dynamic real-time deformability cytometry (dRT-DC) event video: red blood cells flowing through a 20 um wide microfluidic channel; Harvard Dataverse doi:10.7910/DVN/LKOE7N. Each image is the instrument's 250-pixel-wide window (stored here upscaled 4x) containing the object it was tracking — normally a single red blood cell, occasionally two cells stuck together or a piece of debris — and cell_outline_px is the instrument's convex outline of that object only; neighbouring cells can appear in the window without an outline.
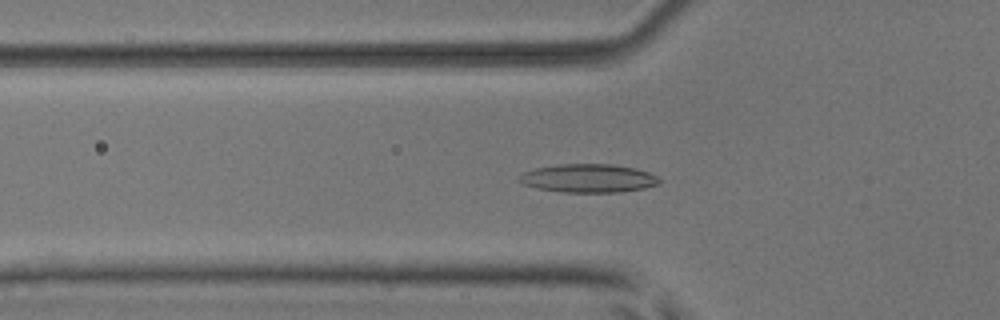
{"species": "common noctule bat (a hibernating species)", "species_latin": "Nyctalus noctula", "temperature_condition": "room temperature", "stored_images_in_passage": 51, "camera_frame_rate_fps": 3000, "um_per_image_px": 0.085, "animal": {"sex": "male", "body_mass_g": 17.9, "forearm_length_mm": 54.2}, "frame": {"image": 1, "passage_image": 18, "time_ms": 5.667, "image_size_px": [1000, 320], "cell_outline_px": [[660, 184], [644, 188], [620, 192], [564, 192], [540, 188], [524, 184], [520, 180], [520, 176], [524, 172], [536, 168], [560, 164], [612, 164], [636, 168], [648, 172], [656, 176], [660, 180]], "centroid_in_image_um": [50.07, 15.15], "position_along_channel_um": 75.7, "area_um2": 22.95}}
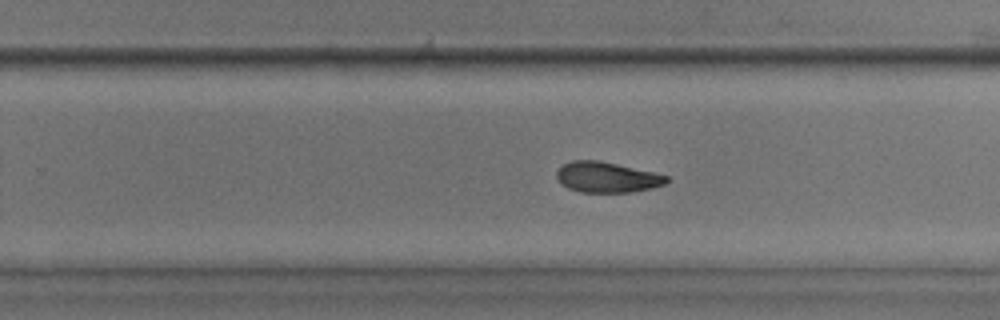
{"frame": {"image": 2, "passage_image": 33, "time_ms": 10.667, "image_size_px": [1000, 320], "cell_outline_px": [[668, 180], [664, 184], [652, 188], [628, 192], [580, 192], [568, 188], [560, 184], [556, 176], [556, 172], [564, 164], [572, 160], [596, 160], [616, 164], [652, 172], [668, 176]], "centroid_in_image_um": [51.54, 15.07], "position_along_channel_um": 278.3, "area_um2": 19.31}}
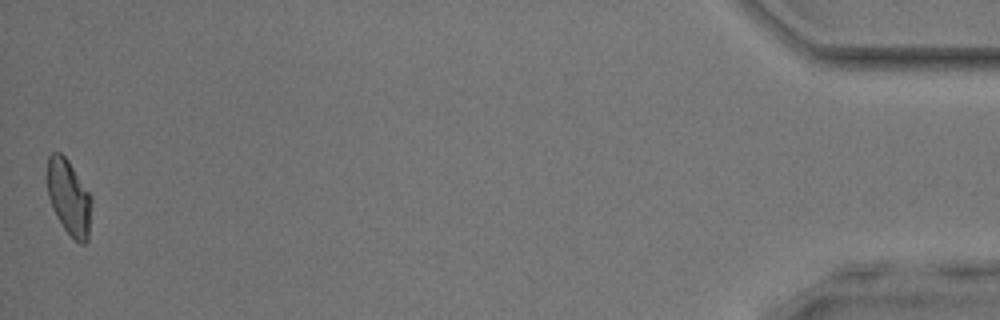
{"frame": {"image": 3, "passage_image": 51, "time_ms": 16.667, "image_size_px": [1000, 320], "cell_outline_px": [[92, 200], [88, 240], [84, 244], [80, 244], [64, 228], [56, 216], [52, 208], [48, 196], [44, 172], [48, 156], [52, 152], [60, 152], [68, 160], [92, 196]], "centroid_in_image_um": [5.82, 16.72], "position_along_channel_um": 429.4, "area_um2": 19.94}, "authors_computed_cell_mechanics": {"area_um2": 20.519, "velocity_mm_per_s": 4.057, "shape_relaxation_time_tau1_ms": null, "shape_relaxation_time_tau2_ms": 6.9983, "deformation_change_tau1": null, "deformation_change_tau2": 0.1612}}